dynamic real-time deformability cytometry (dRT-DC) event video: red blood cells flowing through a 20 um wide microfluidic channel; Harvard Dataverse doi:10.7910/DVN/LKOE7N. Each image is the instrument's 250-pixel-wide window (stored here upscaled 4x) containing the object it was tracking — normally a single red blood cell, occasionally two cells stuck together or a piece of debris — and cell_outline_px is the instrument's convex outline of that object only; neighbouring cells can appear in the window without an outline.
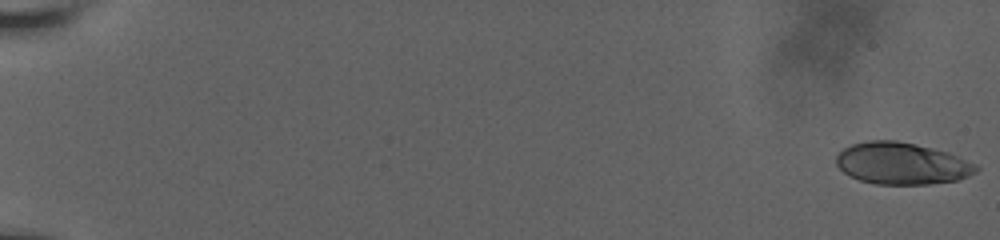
{"species": "human", "species_latin": "Homo sapiens", "temperature_condition": "room temperature", "stored_images_in_passage": 58, "camera_frame_rate_fps": 3000, "um_per_image_px": 0.085, "donor": {"sex": "male"}, "frame": {"image": 1, "passage_image": 1, "time_ms": 0.0, "image_size_px": [1000, 240], "cell_outline_px": [[980, 168], [976, 172], [968, 176], [956, 180], [928, 184], [876, 184], [860, 180], [844, 172], [836, 164], [836, 156], [844, 148], [852, 144], [868, 140], [896, 140], [916, 144], [948, 152], [976, 164]], "centroid_in_image_um": [76.66, 13.88], "position_along_channel_um": 8.3, "area_um2": 33.99}}
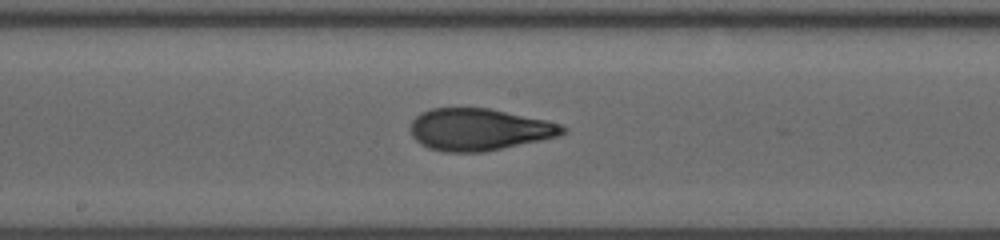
{"frame": {"image": 2, "passage_image": 34, "time_ms": 11.0, "image_size_px": [1000, 240], "cell_outline_px": [[568, 132], [560, 136], [484, 152], [444, 152], [428, 148], [420, 144], [412, 136], [412, 120], [420, 112], [432, 108], [488, 108], [544, 120], [560, 124], [568, 128]], "centroid_in_image_um": [40.73, 11.01], "position_along_channel_um": 207.5, "area_um2": 37.17}}
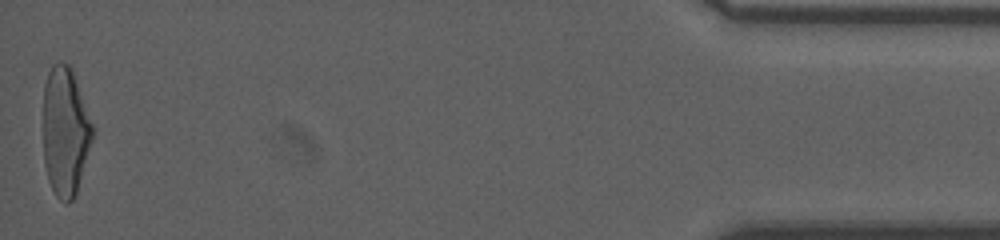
{"frame": {"image": 3, "passage_image": 58, "time_ms": 19.0, "image_size_px": [1000, 240], "cell_outline_px": [[92, 140], [76, 192], [72, 200], [68, 204], [64, 204], [56, 196], [48, 180], [44, 164], [44, 84], [48, 72], [52, 64], [60, 60], [68, 64], [72, 68], [92, 124]], "centroid_in_image_um": [5.52, 11.16], "position_along_channel_um": 429.7, "area_um2": 36.82}, "authors_computed_cell_mechanics": {"area_um2": 36.3562, "velocity_mm_per_s": 3.8113, "shape_relaxation_time_tau1_ms": 7.8477, "shape_relaxation_time_tau2_ms": 1.324, "deformation_change_tau1": 0.2631, "deformation_change_tau2": 0.078}}